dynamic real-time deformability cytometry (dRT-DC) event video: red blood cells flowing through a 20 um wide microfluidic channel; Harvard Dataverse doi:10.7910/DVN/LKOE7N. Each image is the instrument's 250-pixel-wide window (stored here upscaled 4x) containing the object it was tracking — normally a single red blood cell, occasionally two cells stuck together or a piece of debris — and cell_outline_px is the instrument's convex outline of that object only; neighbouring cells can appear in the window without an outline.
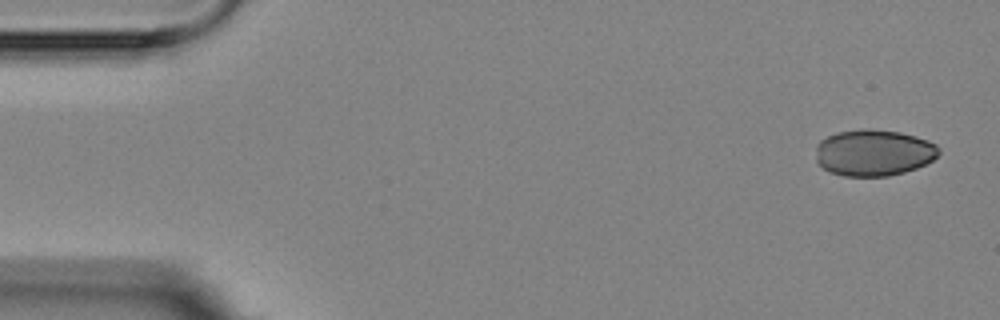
{"species": "Egyptian fruit bat (a non-hibernating species)", "species_latin": "Rousettus aegyptiacus", "temperature_condition": "room temperature", "stored_images_in_passage": 4, "camera_frame_rate_fps": 3000, "um_per_image_px": 0.085, "animal": {"sex": "female"}, "frame": {"image": 1, "passage_image": 1, "time_ms": 0.0, "image_size_px": [1000, 320], "cell_outline_px": [[940, 152], [932, 160], [916, 168], [904, 172], [888, 176], [844, 176], [828, 172], [816, 160], [816, 144], [820, 140], [836, 132], [864, 128], [872, 128], [900, 132], [916, 136], [928, 140], [936, 144], [940, 148]], "centroid_in_image_um": [74.25, 12.97], "position_along_channel_um": 10.7, "area_um2": 33.58}}